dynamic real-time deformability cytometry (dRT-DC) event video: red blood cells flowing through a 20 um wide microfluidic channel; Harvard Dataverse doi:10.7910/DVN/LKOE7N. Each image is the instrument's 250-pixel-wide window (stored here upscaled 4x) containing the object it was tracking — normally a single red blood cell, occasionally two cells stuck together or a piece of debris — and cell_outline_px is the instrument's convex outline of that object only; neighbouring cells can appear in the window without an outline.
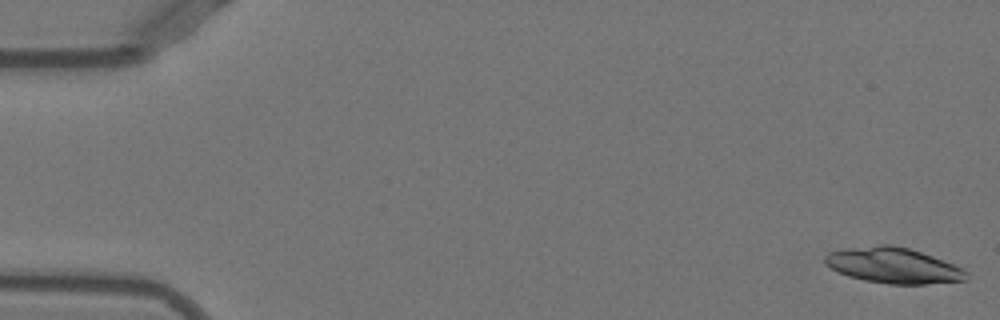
{"species": "Egyptian fruit bat (a non-hibernating species)", "species_latin": "Rousettus aegyptiacus", "temperature_condition": "warm", "stored_images_in_passage": 16, "camera_frame_rate_fps": 3000, "um_per_image_px": 0.085, "animal": {"sex": "female"}, "frame": {"image": 1, "passage_image": 1, "time_ms": 0.0, "image_size_px": [1000, 320], "cell_outline_px": [[968, 280], [924, 284], [888, 284], [864, 280], [848, 276], [836, 272], [824, 264], [824, 256], [828, 252], [844, 248], [880, 244], [892, 244], [908, 248], [932, 256], [952, 264], [968, 272]], "centroid_in_image_um": [75.87, 22.56], "position_along_channel_um": 9.1, "area_um2": 29.48}}
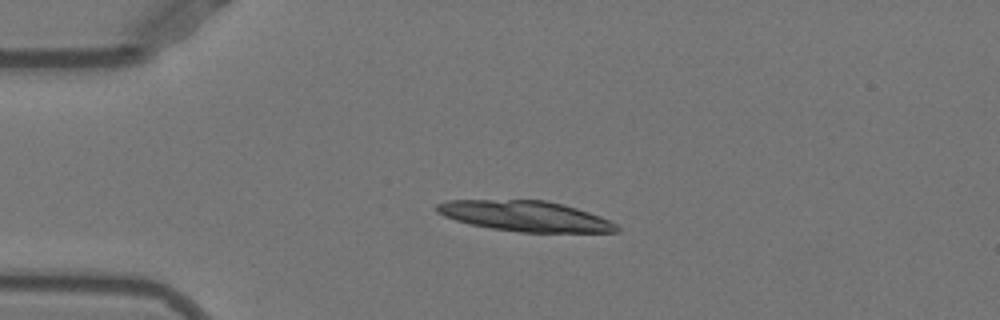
{"frame": {"image": 2, "passage_image": 12, "time_ms": 3.667, "image_size_px": [1000, 320], "cell_outline_px": [[620, 228], [616, 232], [520, 232], [492, 228], [472, 224], [456, 220], [444, 216], [436, 212], [436, 204], [448, 200], [544, 200], [564, 204], [600, 216], [616, 224]], "centroid_in_image_um": [44.64, 18.36], "position_along_channel_um": 40.4, "area_um2": 31.67}}